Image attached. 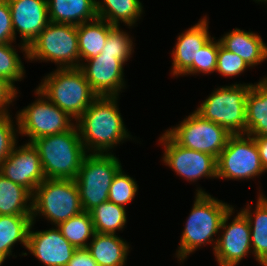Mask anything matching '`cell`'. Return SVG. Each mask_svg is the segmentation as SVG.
<instances>
[{"mask_svg": "<svg viewBox=\"0 0 267 266\" xmlns=\"http://www.w3.org/2000/svg\"><path fill=\"white\" fill-rule=\"evenodd\" d=\"M246 134L267 136V77L252 87L246 96Z\"/></svg>", "mask_w": 267, "mask_h": 266, "instance_id": "44dd1931", "label": "cell"}, {"mask_svg": "<svg viewBox=\"0 0 267 266\" xmlns=\"http://www.w3.org/2000/svg\"><path fill=\"white\" fill-rule=\"evenodd\" d=\"M33 224L28 232L27 250L46 266H66L77 248L64 238L57 226L34 232Z\"/></svg>", "mask_w": 267, "mask_h": 266, "instance_id": "e0dca14e", "label": "cell"}, {"mask_svg": "<svg viewBox=\"0 0 267 266\" xmlns=\"http://www.w3.org/2000/svg\"><path fill=\"white\" fill-rule=\"evenodd\" d=\"M133 42L129 34L114 26L108 36L104 48L100 54L118 55L124 62H127L132 55Z\"/></svg>", "mask_w": 267, "mask_h": 266, "instance_id": "1f68e13d", "label": "cell"}, {"mask_svg": "<svg viewBox=\"0 0 267 266\" xmlns=\"http://www.w3.org/2000/svg\"><path fill=\"white\" fill-rule=\"evenodd\" d=\"M10 6L12 26L15 39L16 31L22 39L20 50L25 52L27 47L50 22L47 0H7Z\"/></svg>", "mask_w": 267, "mask_h": 266, "instance_id": "2e32d148", "label": "cell"}, {"mask_svg": "<svg viewBox=\"0 0 267 266\" xmlns=\"http://www.w3.org/2000/svg\"><path fill=\"white\" fill-rule=\"evenodd\" d=\"M43 80L37 89L75 120L98 97L79 68H57Z\"/></svg>", "mask_w": 267, "mask_h": 266, "instance_id": "277c9868", "label": "cell"}, {"mask_svg": "<svg viewBox=\"0 0 267 266\" xmlns=\"http://www.w3.org/2000/svg\"><path fill=\"white\" fill-rule=\"evenodd\" d=\"M254 210L252 214L247 205L241 212L250 225L252 253L260 265L267 266V197L260 194Z\"/></svg>", "mask_w": 267, "mask_h": 266, "instance_id": "cb8c5ba5", "label": "cell"}, {"mask_svg": "<svg viewBox=\"0 0 267 266\" xmlns=\"http://www.w3.org/2000/svg\"><path fill=\"white\" fill-rule=\"evenodd\" d=\"M251 87L252 84H232L217 88L195 112L231 135L246 134V96Z\"/></svg>", "mask_w": 267, "mask_h": 266, "instance_id": "ba28073f", "label": "cell"}, {"mask_svg": "<svg viewBox=\"0 0 267 266\" xmlns=\"http://www.w3.org/2000/svg\"><path fill=\"white\" fill-rule=\"evenodd\" d=\"M35 93L40 97L17 114L19 134L27 135L32 143L40 137L66 132L74 126L66 112L54 105L38 89Z\"/></svg>", "mask_w": 267, "mask_h": 266, "instance_id": "9c48e42d", "label": "cell"}, {"mask_svg": "<svg viewBox=\"0 0 267 266\" xmlns=\"http://www.w3.org/2000/svg\"><path fill=\"white\" fill-rule=\"evenodd\" d=\"M250 67L239 55L224 48L219 40L216 70L222 76L232 77L241 74Z\"/></svg>", "mask_w": 267, "mask_h": 266, "instance_id": "d6a6232c", "label": "cell"}, {"mask_svg": "<svg viewBox=\"0 0 267 266\" xmlns=\"http://www.w3.org/2000/svg\"><path fill=\"white\" fill-rule=\"evenodd\" d=\"M52 23L80 25L97 18L96 0H47Z\"/></svg>", "mask_w": 267, "mask_h": 266, "instance_id": "ffe728a7", "label": "cell"}, {"mask_svg": "<svg viewBox=\"0 0 267 266\" xmlns=\"http://www.w3.org/2000/svg\"><path fill=\"white\" fill-rule=\"evenodd\" d=\"M90 214L96 233L116 234L127 223L126 209L109 201L96 206Z\"/></svg>", "mask_w": 267, "mask_h": 266, "instance_id": "83f0119b", "label": "cell"}, {"mask_svg": "<svg viewBox=\"0 0 267 266\" xmlns=\"http://www.w3.org/2000/svg\"><path fill=\"white\" fill-rule=\"evenodd\" d=\"M117 99L118 96H98L76 120L86 152L107 154L119 142L130 138Z\"/></svg>", "mask_w": 267, "mask_h": 266, "instance_id": "6da1fadb", "label": "cell"}, {"mask_svg": "<svg viewBox=\"0 0 267 266\" xmlns=\"http://www.w3.org/2000/svg\"><path fill=\"white\" fill-rule=\"evenodd\" d=\"M32 215H0V253L6 258L12 255V247L21 242L27 248Z\"/></svg>", "mask_w": 267, "mask_h": 266, "instance_id": "4316f807", "label": "cell"}, {"mask_svg": "<svg viewBox=\"0 0 267 266\" xmlns=\"http://www.w3.org/2000/svg\"><path fill=\"white\" fill-rule=\"evenodd\" d=\"M27 59L51 61L58 68H79L77 25L52 23L27 47Z\"/></svg>", "mask_w": 267, "mask_h": 266, "instance_id": "52a82bcc", "label": "cell"}, {"mask_svg": "<svg viewBox=\"0 0 267 266\" xmlns=\"http://www.w3.org/2000/svg\"><path fill=\"white\" fill-rule=\"evenodd\" d=\"M211 38L201 49L197 55V73H213L217 66V56L219 49V40L213 41Z\"/></svg>", "mask_w": 267, "mask_h": 266, "instance_id": "e575fe53", "label": "cell"}, {"mask_svg": "<svg viewBox=\"0 0 267 266\" xmlns=\"http://www.w3.org/2000/svg\"><path fill=\"white\" fill-rule=\"evenodd\" d=\"M121 168L118 158L110 152L86 154L75 178L83 211L90 212L108 201L113 178Z\"/></svg>", "mask_w": 267, "mask_h": 266, "instance_id": "5b68a950", "label": "cell"}, {"mask_svg": "<svg viewBox=\"0 0 267 266\" xmlns=\"http://www.w3.org/2000/svg\"><path fill=\"white\" fill-rule=\"evenodd\" d=\"M211 36L208 32V20L203 17L197 24L189 28L177 38V43L172 51V74L191 75L197 73V55Z\"/></svg>", "mask_w": 267, "mask_h": 266, "instance_id": "ac0fdd59", "label": "cell"}, {"mask_svg": "<svg viewBox=\"0 0 267 266\" xmlns=\"http://www.w3.org/2000/svg\"><path fill=\"white\" fill-rule=\"evenodd\" d=\"M114 26L106 20L96 18L77 25L80 61L98 56L105 46L107 36Z\"/></svg>", "mask_w": 267, "mask_h": 266, "instance_id": "603a6c76", "label": "cell"}, {"mask_svg": "<svg viewBox=\"0 0 267 266\" xmlns=\"http://www.w3.org/2000/svg\"><path fill=\"white\" fill-rule=\"evenodd\" d=\"M233 207L225 214L221 228L224 232L218 237L214 255L219 266H236L252 252L251 230L247 217L240 211L233 221L227 225ZM250 250V251H249Z\"/></svg>", "mask_w": 267, "mask_h": 266, "instance_id": "4fadbf2b", "label": "cell"}, {"mask_svg": "<svg viewBox=\"0 0 267 266\" xmlns=\"http://www.w3.org/2000/svg\"><path fill=\"white\" fill-rule=\"evenodd\" d=\"M64 238L76 248H87V240L94 235V226L90 212L81 213L57 225Z\"/></svg>", "mask_w": 267, "mask_h": 266, "instance_id": "f1b7e54d", "label": "cell"}, {"mask_svg": "<svg viewBox=\"0 0 267 266\" xmlns=\"http://www.w3.org/2000/svg\"><path fill=\"white\" fill-rule=\"evenodd\" d=\"M46 179L75 180L86 156L76 124L68 131L34 140Z\"/></svg>", "mask_w": 267, "mask_h": 266, "instance_id": "3957f363", "label": "cell"}, {"mask_svg": "<svg viewBox=\"0 0 267 266\" xmlns=\"http://www.w3.org/2000/svg\"><path fill=\"white\" fill-rule=\"evenodd\" d=\"M104 1V2H103ZM96 0L97 17L106 20L113 26H119L120 21L133 26L143 12L140 0Z\"/></svg>", "mask_w": 267, "mask_h": 266, "instance_id": "484cf974", "label": "cell"}, {"mask_svg": "<svg viewBox=\"0 0 267 266\" xmlns=\"http://www.w3.org/2000/svg\"><path fill=\"white\" fill-rule=\"evenodd\" d=\"M129 245L116 234L94 233L87 249L99 266H124Z\"/></svg>", "mask_w": 267, "mask_h": 266, "instance_id": "7402d4cb", "label": "cell"}, {"mask_svg": "<svg viewBox=\"0 0 267 266\" xmlns=\"http://www.w3.org/2000/svg\"><path fill=\"white\" fill-rule=\"evenodd\" d=\"M66 266H99L87 248H77Z\"/></svg>", "mask_w": 267, "mask_h": 266, "instance_id": "74e56055", "label": "cell"}, {"mask_svg": "<svg viewBox=\"0 0 267 266\" xmlns=\"http://www.w3.org/2000/svg\"><path fill=\"white\" fill-rule=\"evenodd\" d=\"M17 89L9 81L0 76V113H7L10 103L17 97Z\"/></svg>", "mask_w": 267, "mask_h": 266, "instance_id": "8d00e7d4", "label": "cell"}, {"mask_svg": "<svg viewBox=\"0 0 267 266\" xmlns=\"http://www.w3.org/2000/svg\"><path fill=\"white\" fill-rule=\"evenodd\" d=\"M166 133L187 149L211 154L218 158L231 134L219 124L202 118L195 111Z\"/></svg>", "mask_w": 267, "mask_h": 266, "instance_id": "30bf717a", "label": "cell"}, {"mask_svg": "<svg viewBox=\"0 0 267 266\" xmlns=\"http://www.w3.org/2000/svg\"><path fill=\"white\" fill-rule=\"evenodd\" d=\"M80 63L79 69L83 72L92 90L98 96H118L126 85L123 78L124 61L118 55L99 54L96 57Z\"/></svg>", "mask_w": 267, "mask_h": 266, "instance_id": "9a60e30c", "label": "cell"}, {"mask_svg": "<svg viewBox=\"0 0 267 266\" xmlns=\"http://www.w3.org/2000/svg\"><path fill=\"white\" fill-rule=\"evenodd\" d=\"M16 145L0 164V173L33 195L36 187L46 179L39 152L30 142L18 148Z\"/></svg>", "mask_w": 267, "mask_h": 266, "instance_id": "5bb4252c", "label": "cell"}, {"mask_svg": "<svg viewBox=\"0 0 267 266\" xmlns=\"http://www.w3.org/2000/svg\"><path fill=\"white\" fill-rule=\"evenodd\" d=\"M263 169L267 172V136L254 137Z\"/></svg>", "mask_w": 267, "mask_h": 266, "instance_id": "f35d334b", "label": "cell"}, {"mask_svg": "<svg viewBox=\"0 0 267 266\" xmlns=\"http://www.w3.org/2000/svg\"><path fill=\"white\" fill-rule=\"evenodd\" d=\"M164 146L163 161L187 181L201 177L217 178V158L211 154L187 149L177 144L166 132L159 138Z\"/></svg>", "mask_w": 267, "mask_h": 266, "instance_id": "7c38bea8", "label": "cell"}, {"mask_svg": "<svg viewBox=\"0 0 267 266\" xmlns=\"http://www.w3.org/2000/svg\"><path fill=\"white\" fill-rule=\"evenodd\" d=\"M6 257L0 253V266L5 262Z\"/></svg>", "mask_w": 267, "mask_h": 266, "instance_id": "ab89813d", "label": "cell"}, {"mask_svg": "<svg viewBox=\"0 0 267 266\" xmlns=\"http://www.w3.org/2000/svg\"><path fill=\"white\" fill-rule=\"evenodd\" d=\"M24 73V66L12 44H0V76L15 87L14 82L21 81Z\"/></svg>", "mask_w": 267, "mask_h": 266, "instance_id": "f546056e", "label": "cell"}, {"mask_svg": "<svg viewBox=\"0 0 267 266\" xmlns=\"http://www.w3.org/2000/svg\"><path fill=\"white\" fill-rule=\"evenodd\" d=\"M32 199L26 188L0 173V215H32Z\"/></svg>", "mask_w": 267, "mask_h": 266, "instance_id": "d4e9b609", "label": "cell"}, {"mask_svg": "<svg viewBox=\"0 0 267 266\" xmlns=\"http://www.w3.org/2000/svg\"><path fill=\"white\" fill-rule=\"evenodd\" d=\"M263 172L265 170L254 137L248 134L231 135L217 158V178L247 180Z\"/></svg>", "mask_w": 267, "mask_h": 266, "instance_id": "8fae6325", "label": "cell"}, {"mask_svg": "<svg viewBox=\"0 0 267 266\" xmlns=\"http://www.w3.org/2000/svg\"><path fill=\"white\" fill-rule=\"evenodd\" d=\"M195 201L187 218L176 257L183 262L188 255L206 243H213L215 250L218 238L212 237L221 230L225 214L232 208L227 203L211 197L202 189L196 190Z\"/></svg>", "mask_w": 267, "mask_h": 266, "instance_id": "7a4b0ae2", "label": "cell"}, {"mask_svg": "<svg viewBox=\"0 0 267 266\" xmlns=\"http://www.w3.org/2000/svg\"><path fill=\"white\" fill-rule=\"evenodd\" d=\"M9 114L8 112L0 113V164L11 153L17 141L16 132L18 130L14 128V122H12Z\"/></svg>", "mask_w": 267, "mask_h": 266, "instance_id": "836d02e7", "label": "cell"}, {"mask_svg": "<svg viewBox=\"0 0 267 266\" xmlns=\"http://www.w3.org/2000/svg\"><path fill=\"white\" fill-rule=\"evenodd\" d=\"M123 172L121 168L113 178L108 201L125 208L135 198L138 186L133 178Z\"/></svg>", "mask_w": 267, "mask_h": 266, "instance_id": "4dcf8cb0", "label": "cell"}, {"mask_svg": "<svg viewBox=\"0 0 267 266\" xmlns=\"http://www.w3.org/2000/svg\"><path fill=\"white\" fill-rule=\"evenodd\" d=\"M219 40L224 48L239 55L250 67L267 59V45L253 32L236 28Z\"/></svg>", "mask_w": 267, "mask_h": 266, "instance_id": "d6986e66", "label": "cell"}, {"mask_svg": "<svg viewBox=\"0 0 267 266\" xmlns=\"http://www.w3.org/2000/svg\"><path fill=\"white\" fill-rule=\"evenodd\" d=\"M83 211L77 183L71 179H45L35 189L32 222L41 214L55 226Z\"/></svg>", "mask_w": 267, "mask_h": 266, "instance_id": "8992f818", "label": "cell"}, {"mask_svg": "<svg viewBox=\"0 0 267 266\" xmlns=\"http://www.w3.org/2000/svg\"><path fill=\"white\" fill-rule=\"evenodd\" d=\"M14 40L10 6L7 0H0V44L13 43Z\"/></svg>", "mask_w": 267, "mask_h": 266, "instance_id": "d590c367", "label": "cell"}]
</instances>
